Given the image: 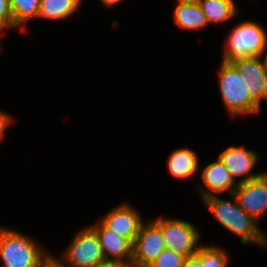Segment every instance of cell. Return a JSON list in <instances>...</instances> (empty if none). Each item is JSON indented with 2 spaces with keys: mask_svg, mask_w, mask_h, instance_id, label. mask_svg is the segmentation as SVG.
Masks as SVG:
<instances>
[{
  "mask_svg": "<svg viewBox=\"0 0 267 267\" xmlns=\"http://www.w3.org/2000/svg\"><path fill=\"white\" fill-rule=\"evenodd\" d=\"M224 49L223 62H232L239 58L263 57L267 49L266 31L256 22L244 21L231 30Z\"/></svg>",
  "mask_w": 267,
  "mask_h": 267,
  "instance_id": "4",
  "label": "cell"
},
{
  "mask_svg": "<svg viewBox=\"0 0 267 267\" xmlns=\"http://www.w3.org/2000/svg\"><path fill=\"white\" fill-rule=\"evenodd\" d=\"M202 179L207 186V189L200 187V195L202 199L221 194L224 191L233 194L238 186V181H235L229 170L223 165L219 158L215 162L208 164L202 171Z\"/></svg>",
  "mask_w": 267,
  "mask_h": 267,
  "instance_id": "13",
  "label": "cell"
},
{
  "mask_svg": "<svg viewBox=\"0 0 267 267\" xmlns=\"http://www.w3.org/2000/svg\"><path fill=\"white\" fill-rule=\"evenodd\" d=\"M234 198L233 203L218 197V195L208 196L203 199L204 204L210 210L215 219L228 231L240 236V242L243 245L256 243L262 247H267V235L257 225L239 205Z\"/></svg>",
  "mask_w": 267,
  "mask_h": 267,
  "instance_id": "1",
  "label": "cell"
},
{
  "mask_svg": "<svg viewBox=\"0 0 267 267\" xmlns=\"http://www.w3.org/2000/svg\"><path fill=\"white\" fill-rule=\"evenodd\" d=\"M96 267H131V265L119 261H104Z\"/></svg>",
  "mask_w": 267,
  "mask_h": 267,
  "instance_id": "25",
  "label": "cell"
},
{
  "mask_svg": "<svg viewBox=\"0 0 267 267\" xmlns=\"http://www.w3.org/2000/svg\"><path fill=\"white\" fill-rule=\"evenodd\" d=\"M81 2L82 0H41L38 18L47 20L68 18L80 8Z\"/></svg>",
  "mask_w": 267,
  "mask_h": 267,
  "instance_id": "17",
  "label": "cell"
},
{
  "mask_svg": "<svg viewBox=\"0 0 267 267\" xmlns=\"http://www.w3.org/2000/svg\"><path fill=\"white\" fill-rule=\"evenodd\" d=\"M208 24L223 23L238 14L233 0H200L198 3Z\"/></svg>",
  "mask_w": 267,
  "mask_h": 267,
  "instance_id": "15",
  "label": "cell"
},
{
  "mask_svg": "<svg viewBox=\"0 0 267 267\" xmlns=\"http://www.w3.org/2000/svg\"><path fill=\"white\" fill-rule=\"evenodd\" d=\"M101 223L120 237L134 243L140 226L144 222L139 212L128 204H122L108 212Z\"/></svg>",
  "mask_w": 267,
  "mask_h": 267,
  "instance_id": "10",
  "label": "cell"
},
{
  "mask_svg": "<svg viewBox=\"0 0 267 267\" xmlns=\"http://www.w3.org/2000/svg\"><path fill=\"white\" fill-rule=\"evenodd\" d=\"M161 230L166 248L189 257L195 255L200 246V233L195 226L185 220L177 218H157L152 220Z\"/></svg>",
  "mask_w": 267,
  "mask_h": 267,
  "instance_id": "5",
  "label": "cell"
},
{
  "mask_svg": "<svg viewBox=\"0 0 267 267\" xmlns=\"http://www.w3.org/2000/svg\"><path fill=\"white\" fill-rule=\"evenodd\" d=\"M97 234L106 261H119L131 265L133 244L107 229L101 222L90 226Z\"/></svg>",
  "mask_w": 267,
  "mask_h": 267,
  "instance_id": "12",
  "label": "cell"
},
{
  "mask_svg": "<svg viewBox=\"0 0 267 267\" xmlns=\"http://www.w3.org/2000/svg\"><path fill=\"white\" fill-rule=\"evenodd\" d=\"M218 158L229 170L234 180L236 177H241V179L238 181V184L255 179L263 174H250L257 163L258 155L252 150L245 149V146L228 147L218 155Z\"/></svg>",
  "mask_w": 267,
  "mask_h": 267,
  "instance_id": "11",
  "label": "cell"
},
{
  "mask_svg": "<svg viewBox=\"0 0 267 267\" xmlns=\"http://www.w3.org/2000/svg\"><path fill=\"white\" fill-rule=\"evenodd\" d=\"M174 19L178 26L187 30H196L208 25L198 4L177 3Z\"/></svg>",
  "mask_w": 267,
  "mask_h": 267,
  "instance_id": "16",
  "label": "cell"
},
{
  "mask_svg": "<svg viewBox=\"0 0 267 267\" xmlns=\"http://www.w3.org/2000/svg\"><path fill=\"white\" fill-rule=\"evenodd\" d=\"M229 262L227 252L212 245H201V265L204 267H227Z\"/></svg>",
  "mask_w": 267,
  "mask_h": 267,
  "instance_id": "19",
  "label": "cell"
},
{
  "mask_svg": "<svg viewBox=\"0 0 267 267\" xmlns=\"http://www.w3.org/2000/svg\"><path fill=\"white\" fill-rule=\"evenodd\" d=\"M40 267H64L53 255H51Z\"/></svg>",
  "mask_w": 267,
  "mask_h": 267,
  "instance_id": "24",
  "label": "cell"
},
{
  "mask_svg": "<svg viewBox=\"0 0 267 267\" xmlns=\"http://www.w3.org/2000/svg\"><path fill=\"white\" fill-rule=\"evenodd\" d=\"M186 257L165 248L148 267H183Z\"/></svg>",
  "mask_w": 267,
  "mask_h": 267,
  "instance_id": "20",
  "label": "cell"
},
{
  "mask_svg": "<svg viewBox=\"0 0 267 267\" xmlns=\"http://www.w3.org/2000/svg\"><path fill=\"white\" fill-rule=\"evenodd\" d=\"M40 2L41 0H9L14 26L26 31L25 22L39 16Z\"/></svg>",
  "mask_w": 267,
  "mask_h": 267,
  "instance_id": "18",
  "label": "cell"
},
{
  "mask_svg": "<svg viewBox=\"0 0 267 267\" xmlns=\"http://www.w3.org/2000/svg\"><path fill=\"white\" fill-rule=\"evenodd\" d=\"M165 248L160 228L152 220L143 222L133 243L131 267H148Z\"/></svg>",
  "mask_w": 267,
  "mask_h": 267,
  "instance_id": "7",
  "label": "cell"
},
{
  "mask_svg": "<svg viewBox=\"0 0 267 267\" xmlns=\"http://www.w3.org/2000/svg\"><path fill=\"white\" fill-rule=\"evenodd\" d=\"M0 28L2 30H5L6 28H16L14 26L9 0H0Z\"/></svg>",
  "mask_w": 267,
  "mask_h": 267,
  "instance_id": "21",
  "label": "cell"
},
{
  "mask_svg": "<svg viewBox=\"0 0 267 267\" xmlns=\"http://www.w3.org/2000/svg\"><path fill=\"white\" fill-rule=\"evenodd\" d=\"M198 159L197 154L189 148L176 149L167 160V168L173 177L189 178L199 169Z\"/></svg>",
  "mask_w": 267,
  "mask_h": 267,
  "instance_id": "14",
  "label": "cell"
},
{
  "mask_svg": "<svg viewBox=\"0 0 267 267\" xmlns=\"http://www.w3.org/2000/svg\"><path fill=\"white\" fill-rule=\"evenodd\" d=\"M262 56L239 58L231 63L237 68L251 97L261 106L267 100V64Z\"/></svg>",
  "mask_w": 267,
  "mask_h": 267,
  "instance_id": "9",
  "label": "cell"
},
{
  "mask_svg": "<svg viewBox=\"0 0 267 267\" xmlns=\"http://www.w3.org/2000/svg\"><path fill=\"white\" fill-rule=\"evenodd\" d=\"M233 195L238 205L258 223L267 211V172L238 184Z\"/></svg>",
  "mask_w": 267,
  "mask_h": 267,
  "instance_id": "8",
  "label": "cell"
},
{
  "mask_svg": "<svg viewBox=\"0 0 267 267\" xmlns=\"http://www.w3.org/2000/svg\"><path fill=\"white\" fill-rule=\"evenodd\" d=\"M2 31H3V30L0 28V36H1ZM1 49H2V48H1V43H0V51H1Z\"/></svg>",
  "mask_w": 267,
  "mask_h": 267,
  "instance_id": "28",
  "label": "cell"
},
{
  "mask_svg": "<svg viewBox=\"0 0 267 267\" xmlns=\"http://www.w3.org/2000/svg\"><path fill=\"white\" fill-rule=\"evenodd\" d=\"M178 3L198 4L200 0H177Z\"/></svg>",
  "mask_w": 267,
  "mask_h": 267,
  "instance_id": "27",
  "label": "cell"
},
{
  "mask_svg": "<svg viewBox=\"0 0 267 267\" xmlns=\"http://www.w3.org/2000/svg\"><path fill=\"white\" fill-rule=\"evenodd\" d=\"M183 267H204L201 265V244L195 255L186 257Z\"/></svg>",
  "mask_w": 267,
  "mask_h": 267,
  "instance_id": "23",
  "label": "cell"
},
{
  "mask_svg": "<svg viewBox=\"0 0 267 267\" xmlns=\"http://www.w3.org/2000/svg\"><path fill=\"white\" fill-rule=\"evenodd\" d=\"M264 58H265V60H266V64H267V52H266Z\"/></svg>",
  "mask_w": 267,
  "mask_h": 267,
  "instance_id": "29",
  "label": "cell"
},
{
  "mask_svg": "<svg viewBox=\"0 0 267 267\" xmlns=\"http://www.w3.org/2000/svg\"><path fill=\"white\" fill-rule=\"evenodd\" d=\"M219 90L229 115L257 114L261 106L251 97L245 80L231 62L221 61Z\"/></svg>",
  "mask_w": 267,
  "mask_h": 267,
  "instance_id": "3",
  "label": "cell"
},
{
  "mask_svg": "<svg viewBox=\"0 0 267 267\" xmlns=\"http://www.w3.org/2000/svg\"><path fill=\"white\" fill-rule=\"evenodd\" d=\"M50 256L33 238L0 226L1 267H40Z\"/></svg>",
  "mask_w": 267,
  "mask_h": 267,
  "instance_id": "2",
  "label": "cell"
},
{
  "mask_svg": "<svg viewBox=\"0 0 267 267\" xmlns=\"http://www.w3.org/2000/svg\"><path fill=\"white\" fill-rule=\"evenodd\" d=\"M13 121L14 120L12 116L0 110V141L1 139H3L6 128H8L9 125H11Z\"/></svg>",
  "mask_w": 267,
  "mask_h": 267,
  "instance_id": "22",
  "label": "cell"
},
{
  "mask_svg": "<svg viewBox=\"0 0 267 267\" xmlns=\"http://www.w3.org/2000/svg\"><path fill=\"white\" fill-rule=\"evenodd\" d=\"M63 256V260L56 259L64 267H96L106 261L97 234L90 226L74 236Z\"/></svg>",
  "mask_w": 267,
  "mask_h": 267,
  "instance_id": "6",
  "label": "cell"
},
{
  "mask_svg": "<svg viewBox=\"0 0 267 267\" xmlns=\"http://www.w3.org/2000/svg\"><path fill=\"white\" fill-rule=\"evenodd\" d=\"M103 5L107 6V7H113L114 5H116L117 3H119L122 0H101Z\"/></svg>",
  "mask_w": 267,
  "mask_h": 267,
  "instance_id": "26",
  "label": "cell"
}]
</instances>
